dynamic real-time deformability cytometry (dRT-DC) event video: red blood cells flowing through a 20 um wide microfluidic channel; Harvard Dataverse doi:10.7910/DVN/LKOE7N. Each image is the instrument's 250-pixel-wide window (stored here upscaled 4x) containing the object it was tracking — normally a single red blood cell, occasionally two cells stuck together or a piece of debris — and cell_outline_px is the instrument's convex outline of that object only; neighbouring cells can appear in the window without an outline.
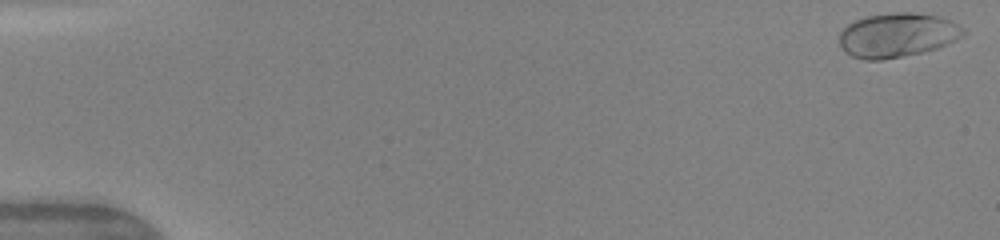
{"species": "human", "species_latin": "Homo sapiens", "temperature_condition": "warm", "stored_images_in_passage": 16, "camera_frame_rate_fps": 3000, "um_per_image_px": 0.085, "donor": {"sex": "female"}, "frame": {"image": 1, "passage_image": 1, "time_ms": 0.0, "image_size_px": [1000, 240], "cell_outline_px": [[968, 32], [964, 36], [948, 44], [936, 48], [920, 52], [880, 60], [864, 60], [852, 56], [844, 52], [840, 44], [840, 32], [848, 24], [856, 20], [868, 16], [896, 12], [912, 12], [940, 16], [952, 20], [964, 28]], "centroid_in_image_um": [76.31, 2.97], "position_along_channel_um": 8.7, "area_um2": 32.02}}
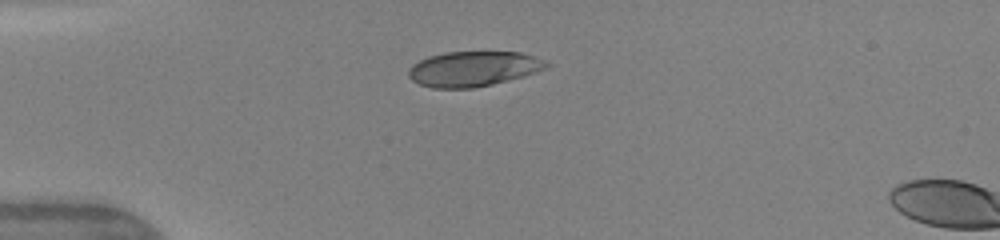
{"frame": {"image": 2, "passage_image": 13, "time_ms": 4.0, "image_size_px": [1000, 240], "cell_outline_px": [[552, 64], [536, 72], [524, 76], [492, 84], [472, 88], [432, 88], [420, 84], [412, 80], [408, 76], [408, 68], [412, 64], [428, 56], [444, 52], [520, 52], [544, 60]], "centroid_in_image_um": [40.2, 5.85], "position_along_channel_um": 44.8, "area_um2": 28.15}}